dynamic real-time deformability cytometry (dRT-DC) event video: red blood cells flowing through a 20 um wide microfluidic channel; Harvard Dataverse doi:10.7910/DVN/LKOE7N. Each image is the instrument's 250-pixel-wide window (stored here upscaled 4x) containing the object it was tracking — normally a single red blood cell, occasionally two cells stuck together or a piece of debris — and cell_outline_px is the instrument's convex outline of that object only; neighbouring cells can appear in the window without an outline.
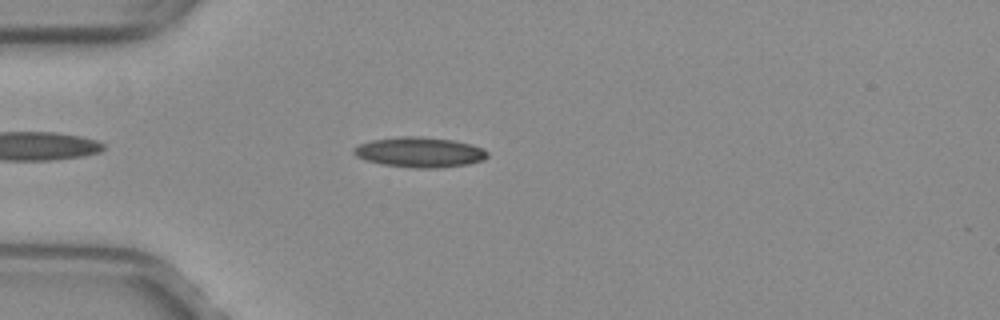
{"species": "common noctule bat (a hibernating species)", "species_latin": "Nyctalus noctula", "temperature_condition": "warm", "stored_images_in_passage": 34, "camera_frame_rate_fps": 3000, "um_per_image_px": 0.085, "animal": {"sex": "female", "body_mass_g": 29.2, "forearm_length_mm": 56.3}, "frame": {"image": 1, "passage_image": 3, "time_ms": 0.667, "image_size_px": [1000, 320], "cell_outline_px": [[488, 156], [480, 160], [468, 164], [440, 168], [412, 168], [384, 164], [364, 160], [356, 156], [352, 152], [352, 148], [360, 144], [372, 140], [400, 136], [420, 136], [452, 140], [472, 144], [484, 148], [488, 152]], "centroid_in_image_um": [35.66, 12.93], "position_along_channel_um": 49.3, "area_um2": 23.58}}
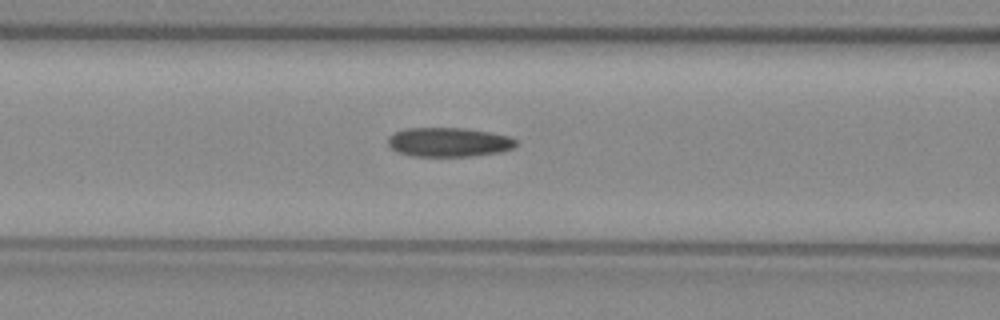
{"frame": {"image": 2, "passage_image": 10, "time_ms": 3.0, "image_size_px": [1000, 320], "cell_outline_px": [[516, 144], [512, 148], [500, 152], [472, 156], [412, 156], [396, 152], [388, 144], [388, 136], [392, 132], [404, 128], [464, 128], [488, 132], [508, 136], [516, 140]], "centroid_in_image_um": [38.08, 12.08], "position_along_channel_um": 128.5, "area_um2": 21.85}}
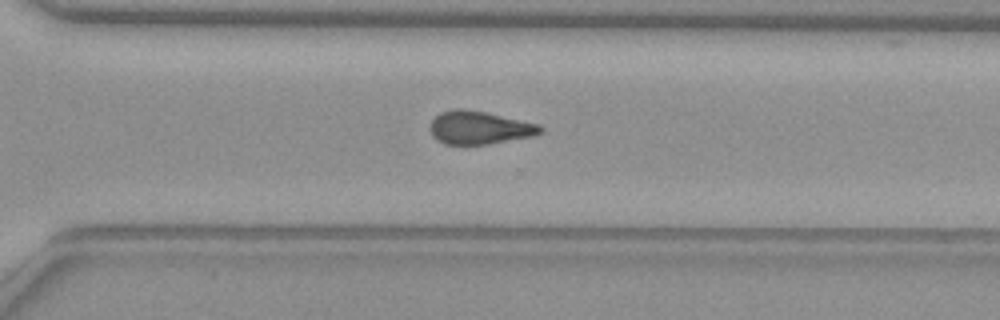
{"frame": {"image": 3, "passage_image": 25, "time_ms": 8.0, "image_size_px": [1000, 320], "cell_outline_px": [[544, 132], [536, 136], [488, 144], [444, 144], [436, 140], [432, 136], [428, 128], [432, 120], [440, 112], [452, 108], [464, 108], [484, 112], [540, 124], [544, 128]], "centroid_in_image_um": [40.75, 10.85], "position_along_channel_um": 329.8, "area_um2": 21.62}, "authors_computed_cell_mechanics": {"area_um2": 21.8773, "velocity_mm_per_s": 4.0347, "shape_relaxation_time_tau1_ms": null, "shape_relaxation_time_tau2_ms": 4.0939, "deformation_change_tau1": null, "deformation_change_tau2": 0.1371}}